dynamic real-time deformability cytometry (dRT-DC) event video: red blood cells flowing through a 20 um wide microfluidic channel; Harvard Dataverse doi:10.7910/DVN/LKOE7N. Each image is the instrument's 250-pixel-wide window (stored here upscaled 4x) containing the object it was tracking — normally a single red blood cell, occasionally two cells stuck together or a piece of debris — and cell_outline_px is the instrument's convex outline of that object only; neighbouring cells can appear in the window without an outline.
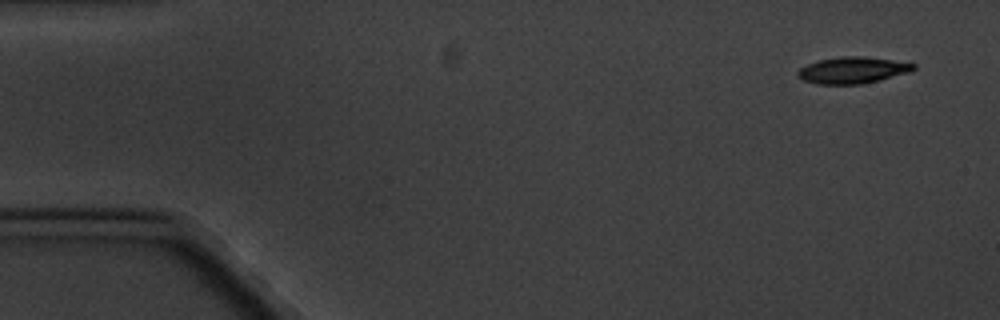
{"species": "common noctule bat (a hibernating species)", "species_latin": "Nyctalus noctula", "temperature_condition": "cold", "stored_images_in_passage": 6, "camera_frame_rate_fps": 3000, "um_per_image_px": 0.085, "animal": {"sex": "male", "body_mass_g": 20.1, "forearm_length_mm": 53.5}, "frame": {"image": 1, "passage_image": 1, "time_ms": 0.0, "image_size_px": [1000, 320], "cell_outline_px": [[916, 68], [908, 72], [880, 80], [860, 84], [816, 84], [804, 80], [796, 76], [796, 72], [800, 68], [808, 64], [820, 60], [844, 56], [864, 56], [892, 60], [916, 64]], "centroid_in_image_um": [72.45, 5.97], "position_along_channel_um": 12.5, "area_um2": 17.74}}
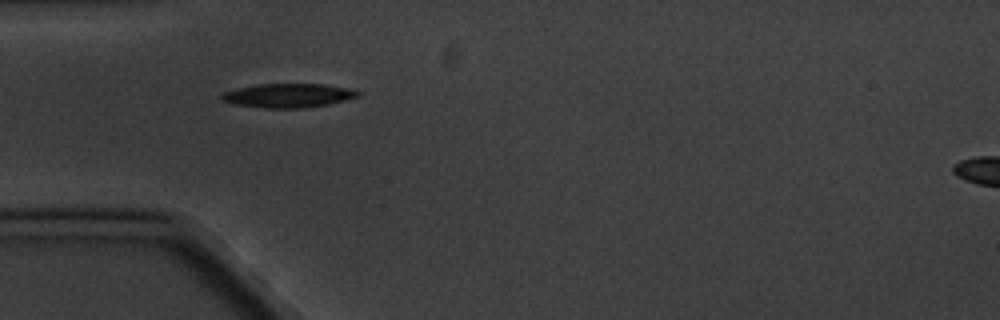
{"frame": {"image": 2, "passage_image": 5, "time_ms": 4.667, "image_size_px": [1000, 320], "cell_outline_px": [[360, 96], [328, 104], [304, 108], [264, 108], [232, 104], [220, 100], [220, 96], [224, 92], [236, 88], [260, 84], [324, 84], [348, 88], [360, 92]], "centroid_in_image_um": [24.46, 8.12], "position_along_channel_um": 60.5, "area_um2": 19.07}}